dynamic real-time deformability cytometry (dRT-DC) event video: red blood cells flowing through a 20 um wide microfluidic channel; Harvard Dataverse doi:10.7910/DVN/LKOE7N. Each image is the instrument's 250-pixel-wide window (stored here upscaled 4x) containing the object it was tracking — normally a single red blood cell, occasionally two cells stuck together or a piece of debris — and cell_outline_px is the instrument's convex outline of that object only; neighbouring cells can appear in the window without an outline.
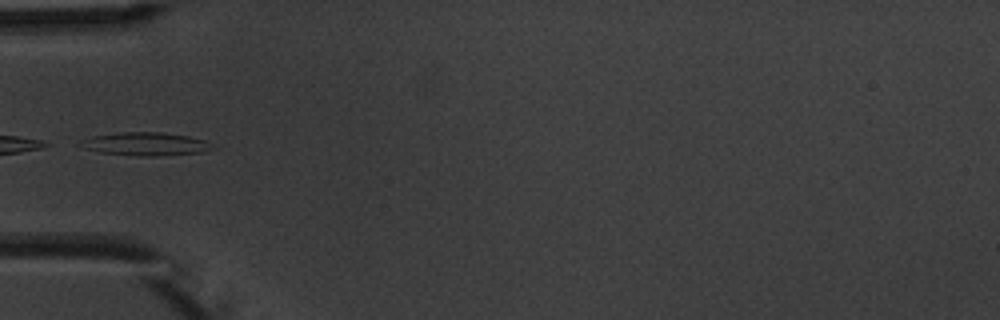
{"species": "common noctule bat (a hibernating species)", "species_latin": "Nyctalus noctula", "temperature_condition": "warm", "stored_images_in_passage": 5, "camera_frame_rate_fps": 3000, "um_per_image_px": 0.085, "animal": {"sex": "male", "body_mass_g": 20.1, "forearm_length_mm": 53.5}, "frame": {"image": 1, "passage_image": 5, "time_ms": 4.667, "image_size_px": [1000, 320], "cell_outline_px": [[216, 148], [204, 152], [156, 156], [136, 156], [100, 152], [84, 148], [76, 144], [80, 140], [92, 136], [120, 132], [160, 132], [188, 136], [204, 140]], "centroid_in_image_um": [12.34, 12.24], "position_along_channel_um": 72.7, "area_um2": 17.92}}